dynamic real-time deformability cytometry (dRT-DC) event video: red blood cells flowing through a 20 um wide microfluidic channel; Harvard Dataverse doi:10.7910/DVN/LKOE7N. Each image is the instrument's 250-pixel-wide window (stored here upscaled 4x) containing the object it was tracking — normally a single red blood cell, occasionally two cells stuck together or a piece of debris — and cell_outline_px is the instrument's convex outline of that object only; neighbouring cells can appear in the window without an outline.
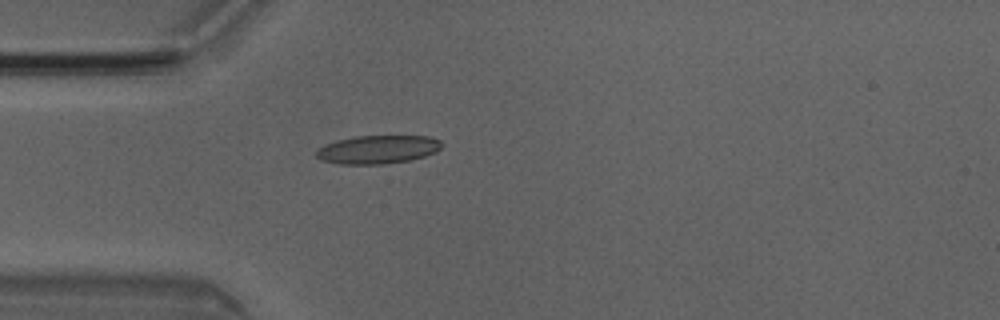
{"species": "Egyptian fruit bat (a non-hibernating species)", "species_latin": "Rousettus aegyptiacus", "temperature_condition": "room temperature", "stored_images_in_passage": 4, "camera_frame_rate_fps": 3000, "um_per_image_px": 0.085, "animal": {"sex": "male"}, "frame": {"image": 1, "passage_image": 4, "time_ms": 1.0, "image_size_px": [1000, 320], "cell_outline_px": [[444, 144], [436, 152], [424, 156], [408, 160], [384, 164], [340, 164], [320, 160], [316, 156], [316, 152], [324, 144], [336, 140], [356, 136], [428, 136], [440, 140]], "centroid_in_image_um": [32.11, 12.7], "position_along_channel_um": 52.9, "area_um2": 20.75}}